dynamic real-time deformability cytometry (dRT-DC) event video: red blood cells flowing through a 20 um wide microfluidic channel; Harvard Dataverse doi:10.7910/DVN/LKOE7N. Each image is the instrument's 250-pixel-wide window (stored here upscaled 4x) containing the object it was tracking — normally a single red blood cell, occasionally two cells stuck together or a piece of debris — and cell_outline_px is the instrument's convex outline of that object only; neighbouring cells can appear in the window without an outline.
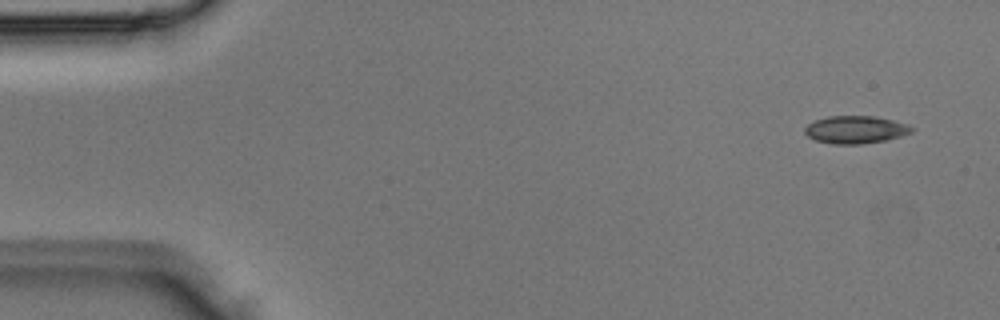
{"species": "Egyptian fruit bat (a non-hibernating species)", "species_latin": "Rousettus aegyptiacus", "temperature_condition": "room temperature", "stored_images_in_passage": 4, "camera_frame_rate_fps": 3000, "um_per_image_px": 0.085, "animal": {"sex": "male"}, "frame": {"image": 1, "passage_image": 1, "time_ms": 0.0, "image_size_px": [1000, 320], "cell_outline_px": [[916, 128], [912, 132], [900, 136], [884, 140], [860, 144], [832, 144], [816, 140], [808, 136], [804, 132], [804, 128], [808, 124], [816, 120], [828, 116], [872, 116], [892, 120], [908, 124]], "centroid_in_image_um": [72.72, 11.02], "position_along_channel_um": 12.3, "area_um2": 17.11}}